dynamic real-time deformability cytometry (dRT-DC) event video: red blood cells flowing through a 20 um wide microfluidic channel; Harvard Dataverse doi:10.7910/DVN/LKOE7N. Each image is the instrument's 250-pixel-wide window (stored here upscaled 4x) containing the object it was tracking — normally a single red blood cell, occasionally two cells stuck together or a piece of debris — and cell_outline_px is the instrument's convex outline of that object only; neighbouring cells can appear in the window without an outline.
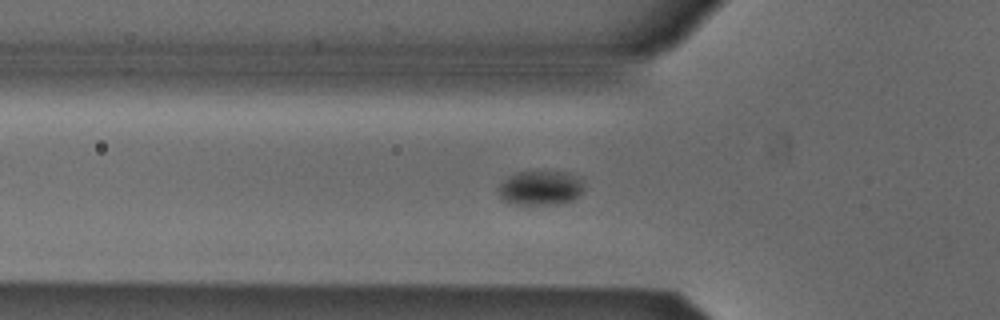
{"species": "Egyptian fruit bat (a non-hibernating species)", "species_latin": "Rousettus aegyptiacus", "temperature_condition": "cold", "stored_images_in_passage": 54, "segment_of_instrument_passage": [1, 2], "camera_frame_rate_fps": 3000, "um_per_image_px": 0.085, "animal": {"sex": "male"}, "frame": {"image": 1, "passage_image": 18, "time_ms": 5.667, "image_size_px": [1000, 320], "cell_outline_px": [[580, 192], [572, 200], [560, 204], [516, 204], [504, 200], [500, 196], [496, 188], [508, 176], [516, 172], [568, 172], [580, 176]], "centroid_in_image_um": [45.89, 15.97], "position_along_channel_um": 79.9, "area_um2": 16.94}}
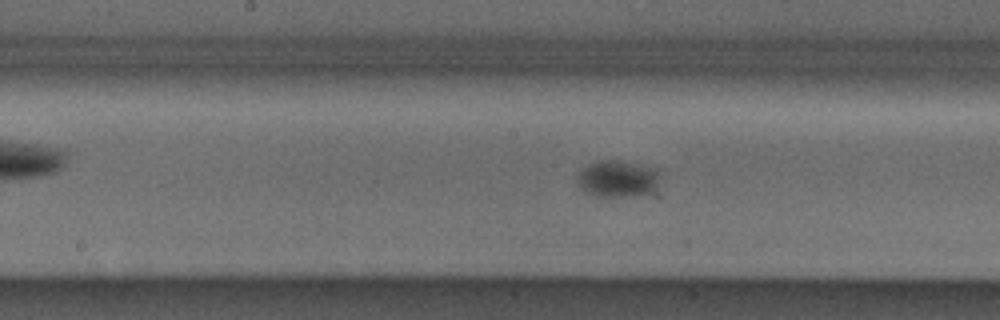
{"frame": {"image": 2, "passage_image": 27, "time_ms": 8.667, "image_size_px": [1000, 320], "cell_outline_px": [[660, 176], [656, 188], [652, 192], [632, 196], [596, 196], [580, 188], [576, 184], [576, 176], [580, 168], [588, 164], [600, 160], [620, 160], [660, 168]], "centroid_in_image_um": [52.5, 15.16], "position_along_channel_um": 195.7, "area_um2": 18.21}}
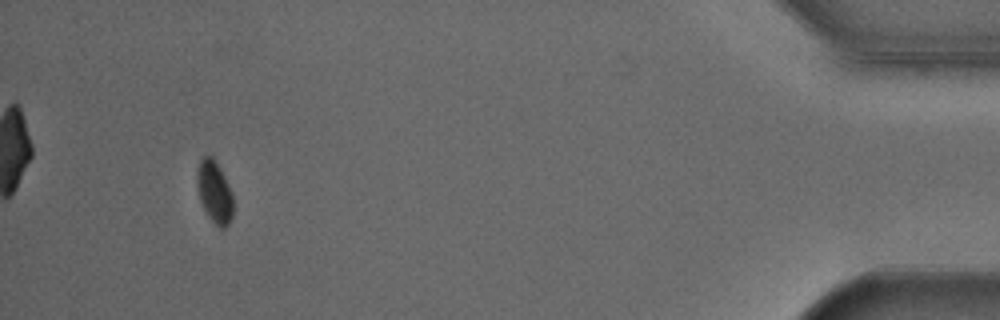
{"frame": {"image": 3, "passage_image": 50, "time_ms": 16.333, "image_size_px": [1000, 320], "cell_outline_px": [[232, 216], [228, 224], [224, 228], [220, 228], [208, 216], [200, 200], [196, 184], [196, 172], [200, 160], [204, 156], [212, 156], [220, 168], [232, 192]], "centroid_in_image_um": [18.21, 16.29], "position_along_channel_um": 417.0, "area_um2": 12.95}}